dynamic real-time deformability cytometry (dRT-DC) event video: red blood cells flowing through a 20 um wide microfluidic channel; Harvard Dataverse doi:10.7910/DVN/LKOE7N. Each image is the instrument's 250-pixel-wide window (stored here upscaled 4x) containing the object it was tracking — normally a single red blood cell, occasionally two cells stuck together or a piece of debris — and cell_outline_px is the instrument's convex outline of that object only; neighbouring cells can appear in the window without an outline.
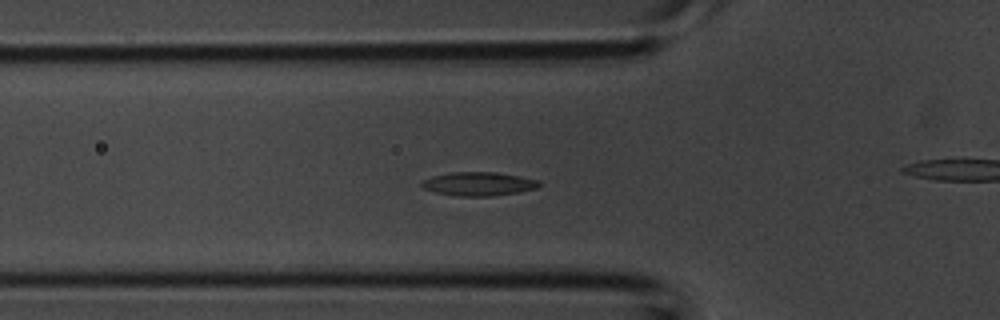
{"species": "common noctule bat (a hibernating species)", "species_latin": "Nyctalus noctula", "temperature_condition": "room temperature", "stored_images_in_passage": 32, "camera_frame_rate_fps": 3000, "um_per_image_px": 0.085, "animal": {"sex": "male", "body_mass_g": 20.1, "forearm_length_mm": 53.5}, "frame": {"image": 1, "passage_image": 2, "time_ms": 0.333, "image_size_px": [1000, 320], "cell_outline_px": [[540, 184], [536, 188], [520, 192], [492, 196], [456, 196], [436, 192], [420, 188], [420, 180], [432, 176], [452, 172], [496, 172], [520, 176], [540, 180]], "centroid_in_image_um": [40.64, 15.63], "position_along_channel_um": 85.2, "area_um2": 16.42}}
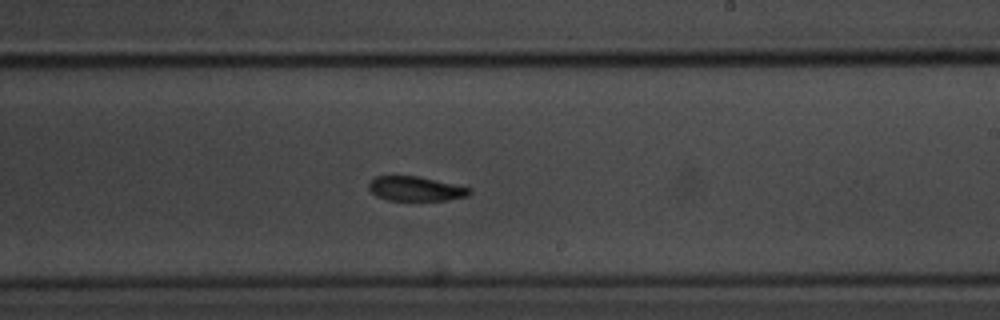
{"frame": {"image": 2, "passage_image": 13, "time_ms": 4.0, "image_size_px": [1000, 320], "cell_outline_px": [[472, 192], [468, 196], [448, 200], [388, 200], [376, 196], [368, 188], [368, 184], [376, 176], [416, 176], [472, 188]], "centroid_in_image_um": [35.34, 16.05], "position_along_channel_um": 253.7, "area_um2": 14.28}}
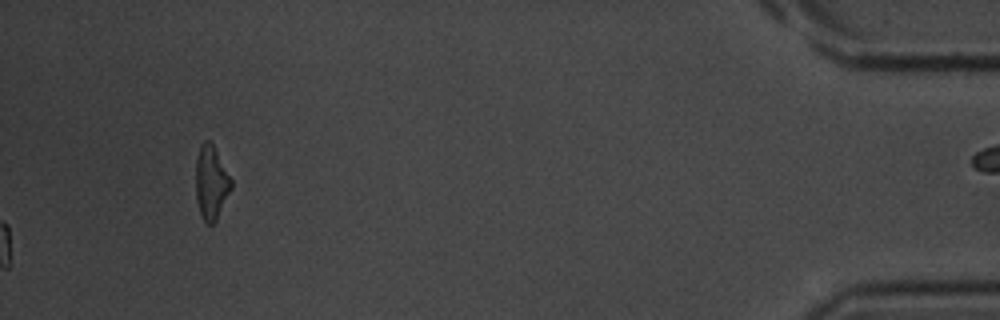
{"frame": {"image": 3, "passage_image": 32, "time_ms": 10.333, "image_size_px": [1000, 320], "cell_outline_px": [[232, 188], [216, 220], [212, 224], [204, 224], [196, 200], [196, 160], [200, 144], [204, 140], [208, 140], [212, 144], [232, 180]], "centroid_in_image_um": [17.94, 15.54], "position_along_channel_um": 417.3, "area_um2": 15.14}}